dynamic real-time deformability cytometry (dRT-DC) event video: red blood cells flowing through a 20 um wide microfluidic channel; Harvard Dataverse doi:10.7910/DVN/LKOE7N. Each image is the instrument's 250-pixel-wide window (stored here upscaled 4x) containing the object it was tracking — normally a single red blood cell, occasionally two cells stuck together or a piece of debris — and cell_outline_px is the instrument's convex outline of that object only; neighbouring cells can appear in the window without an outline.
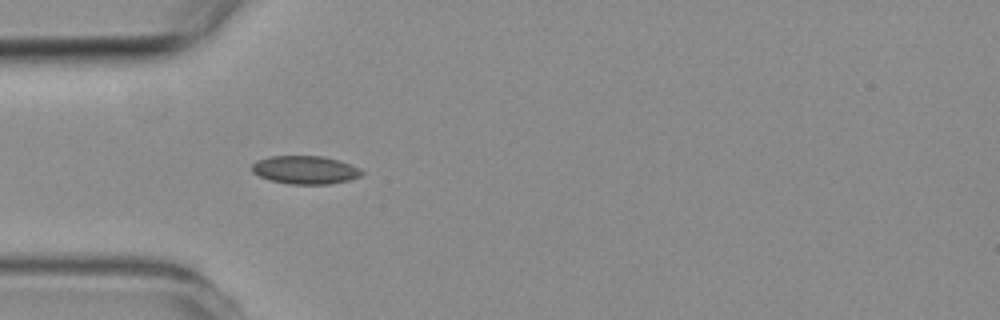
{"species": "common noctule bat (a hibernating species)", "species_latin": "Nyctalus noctula", "temperature_condition": "room temperature", "stored_images_in_passage": 3, "camera_frame_rate_fps": 3000, "um_per_image_px": 0.085, "animal": {"sex": "female", "body_mass_g": 19.3, "forearm_length_mm": 54.1}, "frame": {"image": 1, "passage_image": 3, "time_ms": 3.0, "image_size_px": [1000, 320], "cell_outline_px": [[364, 172], [360, 176], [348, 180], [328, 184], [292, 184], [272, 180], [260, 176], [252, 172], [252, 164], [256, 160], [268, 156], [324, 156], [340, 160], [360, 168]], "centroid_in_image_um": [25.95, 14.42], "position_along_channel_um": 59.1, "area_um2": 18.03}}